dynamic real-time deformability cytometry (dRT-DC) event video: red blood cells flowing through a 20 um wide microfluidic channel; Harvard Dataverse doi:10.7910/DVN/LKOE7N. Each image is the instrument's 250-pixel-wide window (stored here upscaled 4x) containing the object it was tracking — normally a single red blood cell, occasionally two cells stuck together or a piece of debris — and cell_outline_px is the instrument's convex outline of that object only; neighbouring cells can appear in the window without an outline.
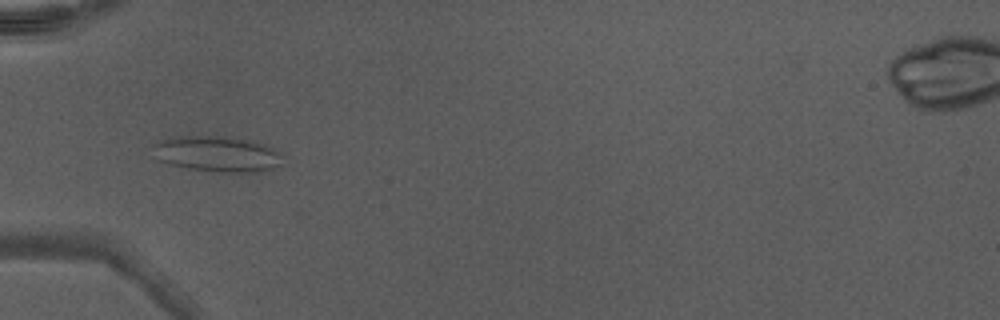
{"species": "Egyptian fruit bat (a non-hibernating species)", "species_latin": "Rousettus aegyptiacus", "temperature_condition": "warm", "stored_images_in_passage": 50, "camera_frame_rate_fps": 3000, "um_per_image_px": 0.085, "animal": {"sex": "male"}, "frame": {"image": 1, "passage_image": 19, "time_ms": 6.0, "image_size_px": [1000, 320], "cell_outline_px": [[288, 156], [280, 164], [272, 168], [260, 172], [216, 172], [188, 168], [168, 164], [156, 160], [156, 144], [160, 140], [180, 136], [228, 136], [252, 140], [264, 144], [284, 152]], "centroid_in_image_um": [18.58, 13.09], "position_along_channel_um": 66.4, "area_um2": 27.4}}
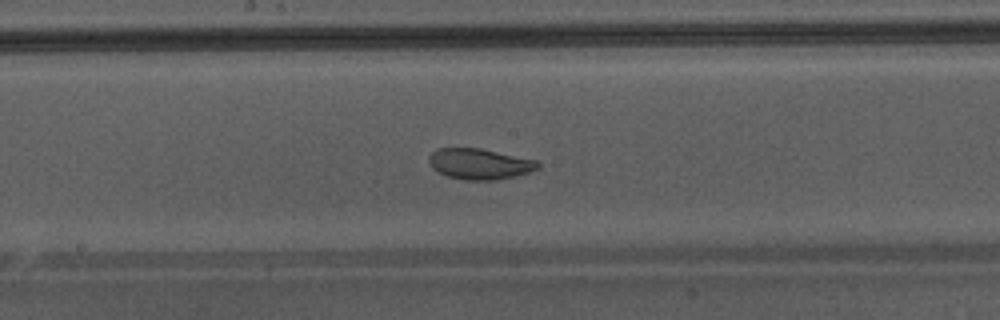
{"frame": {"image": 2, "passage_image": 29, "time_ms": 9.333, "image_size_px": [1000, 320], "cell_outline_px": [[540, 168], [528, 172], [496, 180], [464, 180], [448, 176], [432, 168], [428, 160], [428, 156], [436, 148], [480, 148], [536, 160], [540, 164]], "centroid_in_image_um": [40.74, 13.92], "position_along_channel_um": 207.5, "area_um2": 19.42}}
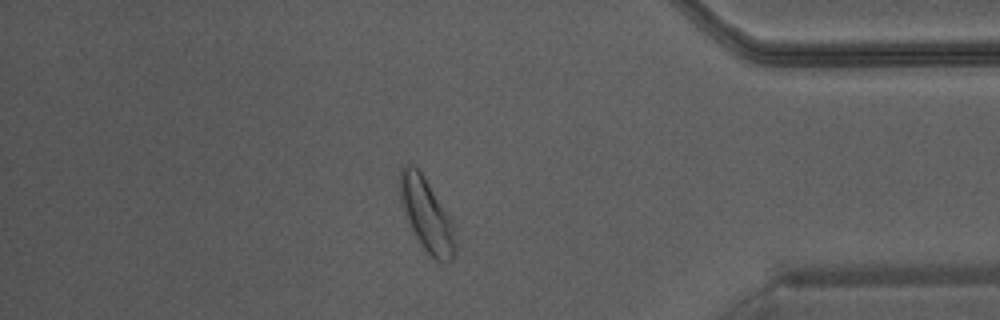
{"frame": {"image": 3, "passage_image": 44, "time_ms": 14.333, "image_size_px": [1000, 320], "cell_outline_px": [[456, 256], [448, 264], [436, 260], [420, 244], [412, 232], [400, 200], [400, 168], [404, 164], [412, 164], [420, 168], [452, 220], [456, 244]], "centroid_in_image_um": [36.28, 18.25], "position_along_channel_um": 398.9, "area_um2": 23.93}, "authors_computed_cell_mechanics": {"area_um2": 24.5939, "velocity_mm_per_s": 4.3291, "shape_relaxation_time_tau1_ms": 4.721, "shape_relaxation_time_tau2_ms": 1.0529, "deformation_change_tau1": 0.1292, "deformation_change_tau2": 0.0622}}